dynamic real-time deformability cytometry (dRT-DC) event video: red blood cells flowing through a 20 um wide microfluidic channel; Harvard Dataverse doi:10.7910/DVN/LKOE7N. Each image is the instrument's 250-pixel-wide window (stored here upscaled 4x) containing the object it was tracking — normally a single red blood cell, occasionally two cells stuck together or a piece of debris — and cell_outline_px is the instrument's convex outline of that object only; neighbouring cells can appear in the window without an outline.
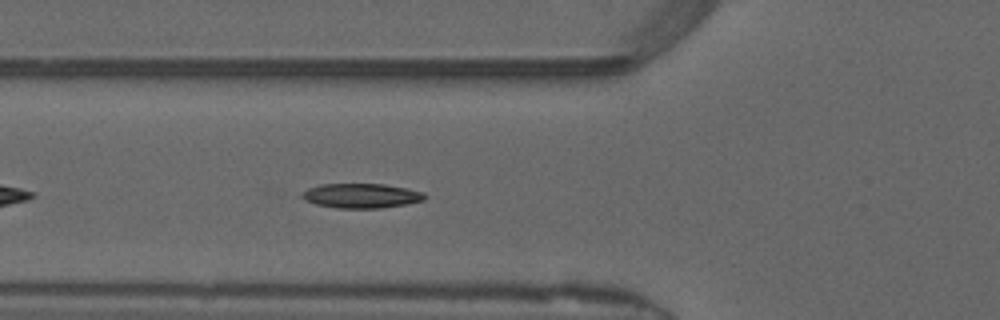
{"species": "common noctule bat (a hibernating species)", "species_latin": "Nyctalus noctula", "temperature_condition": "warm", "stored_images_in_passage": 35, "camera_frame_rate_fps": 3000, "um_per_image_px": 0.085, "animal": {"sex": "male", "forearm_length_mm": 52.5}, "frame": {"image": 1, "passage_image": 6, "time_ms": 1.667, "image_size_px": [1000, 320], "cell_outline_px": [[428, 196], [424, 200], [404, 204], [380, 208], [336, 208], [316, 204], [304, 200], [300, 196], [308, 188], [320, 184], [384, 184], [424, 192]], "centroid_in_image_um": [30.7, 16.64], "position_along_channel_um": 95.1, "area_um2": 17.51}, "authors_computed_cell_mechanics": {"area_um2": 17.1666, "velocity_mm_per_s": 4.1547, "shape_relaxation_time_tau1_ms": 6.1563, "shape_relaxation_time_tau2_ms": 7.0109, "deformation_change_tau1": 0.1933, "deformation_change_tau2": 0.1243}}